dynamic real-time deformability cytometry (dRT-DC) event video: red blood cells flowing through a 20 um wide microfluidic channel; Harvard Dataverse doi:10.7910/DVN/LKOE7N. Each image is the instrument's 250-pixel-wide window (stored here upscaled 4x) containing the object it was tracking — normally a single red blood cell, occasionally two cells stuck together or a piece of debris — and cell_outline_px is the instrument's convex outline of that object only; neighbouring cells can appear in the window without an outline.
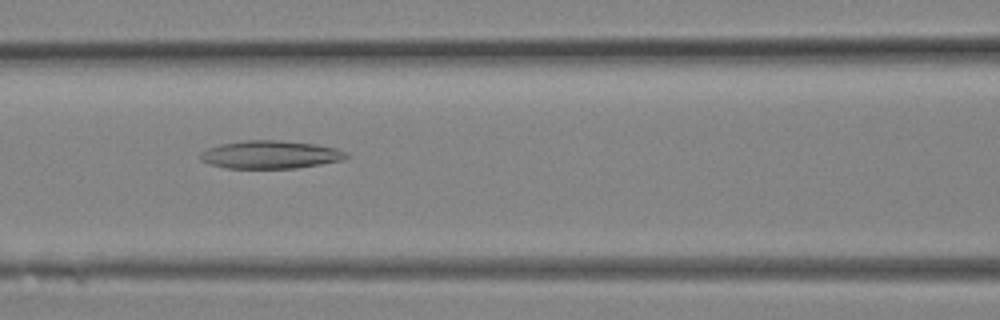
{"species": "Egyptian fruit bat (a non-hibernating species)", "species_latin": "Rousettus aegyptiacus", "temperature_condition": "room temperature", "stored_images_in_passage": 13, "camera_frame_rate_fps": 3000, "um_per_image_px": 0.085, "animal": {"sex": "female"}, "frame": {"image": 1, "passage_image": 10, "time_ms": 3.0, "image_size_px": [1000, 320], "cell_outline_px": [[352, 156], [344, 160], [296, 168], [224, 168], [208, 164], [200, 160], [200, 152], [208, 148], [220, 144], [244, 140], [276, 140], [316, 144], [336, 148], [348, 152]], "centroid_in_image_um": [23.0, 13.14], "position_along_channel_um": 143.6, "area_um2": 24.04}}
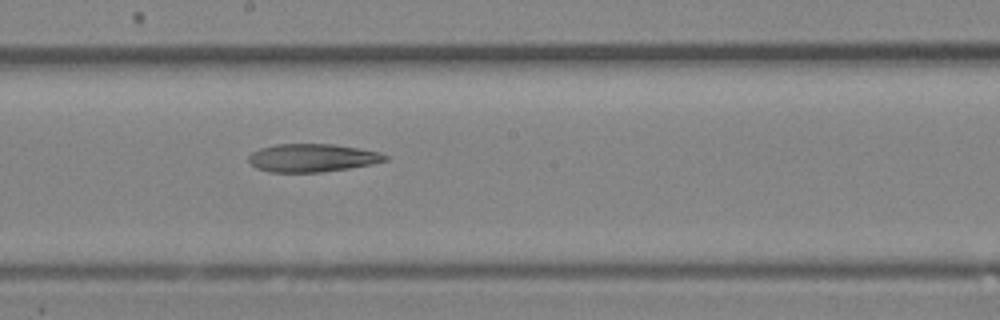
{"frame": {"image": 2, "passage_image": 13, "time_ms": 4.0, "image_size_px": [1000, 320], "cell_outline_px": [[388, 160], [372, 164], [348, 168], [320, 172], [268, 172], [256, 168], [248, 160], [248, 156], [252, 152], [260, 148], [276, 144], [332, 144], [360, 148], [380, 152], [388, 156]], "centroid_in_image_um": [26.54, 13.41], "position_along_channel_um": 221.7, "area_um2": 22.37}}